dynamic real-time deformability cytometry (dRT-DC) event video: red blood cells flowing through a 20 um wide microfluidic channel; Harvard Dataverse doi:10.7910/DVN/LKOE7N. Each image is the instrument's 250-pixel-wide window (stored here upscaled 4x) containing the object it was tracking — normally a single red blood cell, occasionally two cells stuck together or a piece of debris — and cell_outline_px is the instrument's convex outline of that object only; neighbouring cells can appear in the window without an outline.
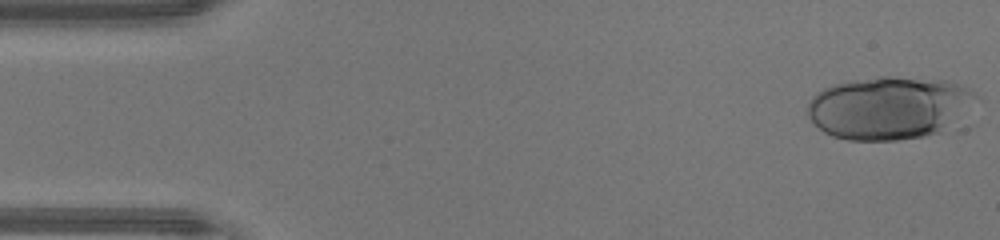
{"species": "human", "species_latin": "Homo sapiens", "temperature_condition": "warm", "stored_images_in_passage": 19, "camera_frame_rate_fps": 3000, "um_per_image_px": 0.085, "donor": {"sex": "male"}, "frame": {"image": 1, "passage_image": 1, "time_ms": 0.0, "image_size_px": [1000, 240], "cell_outline_px": [[980, 100], [940, 132], [924, 136], [896, 140], [848, 140], [832, 136], [824, 132], [808, 116], [808, 104], [812, 96], [816, 92], [824, 88], [836, 84], [856, 80], [880, 76], [888, 76], [948, 80], [968, 88], [976, 92], [980, 96]], "centroid_in_image_um": [75.6, 9.15], "position_along_channel_um": 9.4, "area_um2": 61.61}}
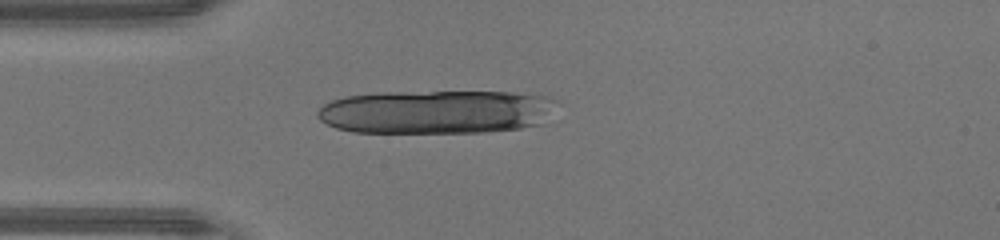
{"frame": {"image": 2, "passage_image": 12, "time_ms": 3.667, "image_size_px": [1000, 240], "cell_outline_px": [[544, 124], [520, 128], [484, 132], [352, 132], [336, 128], [320, 120], [316, 116], [316, 112], [324, 104], [332, 100], [344, 96], [380, 92], [512, 92], [544, 96]], "centroid_in_image_um": [36.85, 9.51], "position_along_channel_um": 48.1, "area_um2": 59.77}}